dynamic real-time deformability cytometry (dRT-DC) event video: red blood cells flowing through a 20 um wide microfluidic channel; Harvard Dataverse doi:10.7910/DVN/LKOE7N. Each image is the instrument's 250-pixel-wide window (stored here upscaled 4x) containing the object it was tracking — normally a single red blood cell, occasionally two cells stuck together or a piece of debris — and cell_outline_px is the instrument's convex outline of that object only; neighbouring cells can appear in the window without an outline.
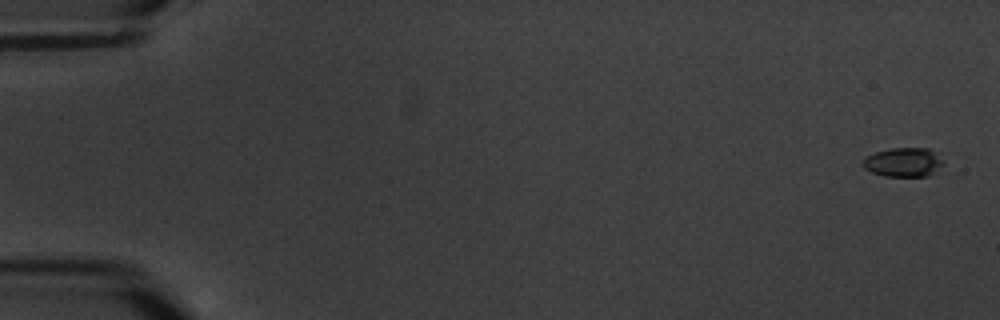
{"species": "common noctule bat (a hibernating species)", "species_latin": "Nyctalus noctula", "temperature_condition": "warm", "stored_images_in_passage": 6, "camera_frame_rate_fps": 3000, "um_per_image_px": 0.085, "animal": {"sex": "male", "body_mass_g": 20.1, "forearm_length_mm": 53.5}, "frame": {"image": 1, "passage_image": 1, "time_ms": 0.0, "image_size_px": [1000, 320], "cell_outline_px": [[944, 164], [928, 176], [884, 176], [872, 172], [864, 168], [864, 156], [876, 152], [892, 148], [928, 148], [936, 152]], "centroid_in_image_um": [76.79, 13.78], "position_along_channel_um": 8.2, "area_um2": 13.53}}
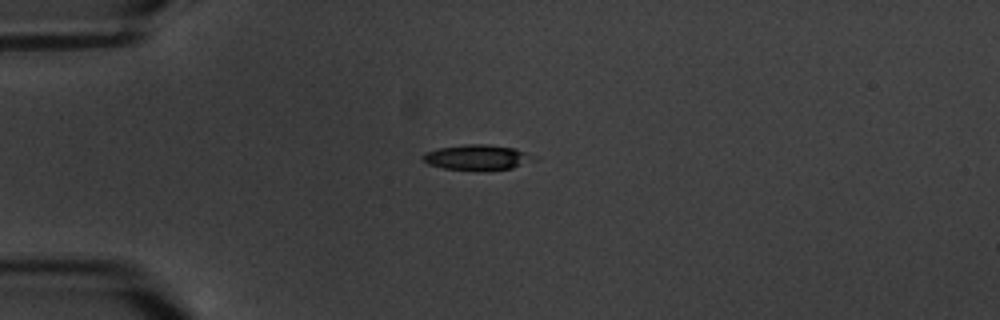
{"frame": {"image": 2, "passage_image": 5, "time_ms": 5.0, "image_size_px": [1000, 320], "cell_outline_px": [[540, 160], [512, 168], [444, 168], [428, 164], [420, 156], [424, 152], [440, 148], [464, 144], [488, 144], [516, 148], [536, 156]], "centroid_in_image_um": [40.63, 13.33], "position_along_channel_um": 44.4, "area_um2": 16.01}}